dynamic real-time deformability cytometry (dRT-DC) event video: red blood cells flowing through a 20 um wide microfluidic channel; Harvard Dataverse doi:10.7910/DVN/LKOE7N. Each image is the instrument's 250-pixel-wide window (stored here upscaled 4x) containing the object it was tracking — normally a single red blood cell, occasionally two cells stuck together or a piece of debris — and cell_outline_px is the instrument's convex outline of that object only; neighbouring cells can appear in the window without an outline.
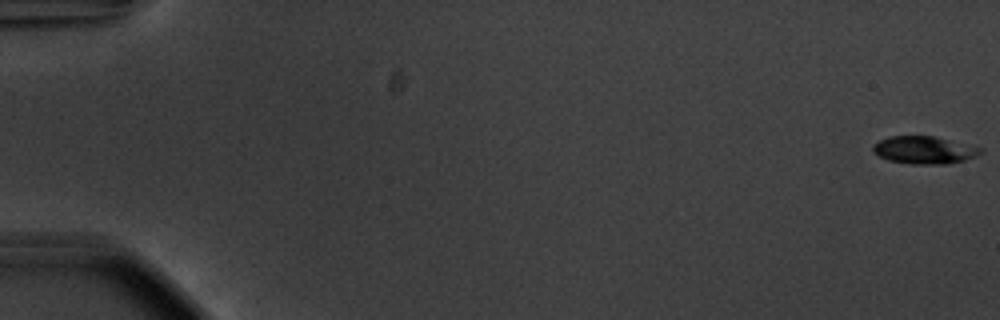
{"species": "common noctule bat (a hibernating species)", "species_latin": "Nyctalus noctula", "temperature_condition": "warm", "stored_images_in_passage": 56, "camera_frame_rate_fps": 3000, "um_per_image_px": 0.085, "animal": {"sex": "male", "body_mass_g": 20.1, "forearm_length_mm": 53.5}, "frame": {"image": 1, "passage_image": 1, "time_ms": 0.0, "image_size_px": [1000, 320], "cell_outline_px": [[984, 152], [976, 156], [964, 160], [948, 164], [912, 164], [888, 160], [872, 152], [872, 148], [880, 140], [888, 136], [936, 136], [984, 148]], "centroid_in_image_um": [78.6, 12.75], "position_along_channel_um": 6.4, "area_um2": 17.4}}
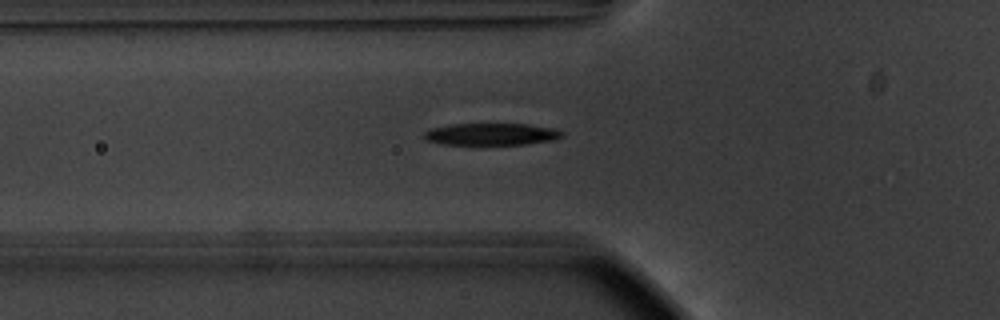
{"frame": {"image": 2, "passage_image": 21, "time_ms": 6.667, "image_size_px": [1000, 320], "cell_outline_px": [[564, 136], [556, 140], [528, 144], [440, 144], [424, 140], [424, 132], [432, 128], [452, 124], [528, 124], [556, 128], [564, 132]], "centroid_in_image_um": [41.82, 11.4], "position_along_channel_um": 84.0, "area_um2": 17.86}}
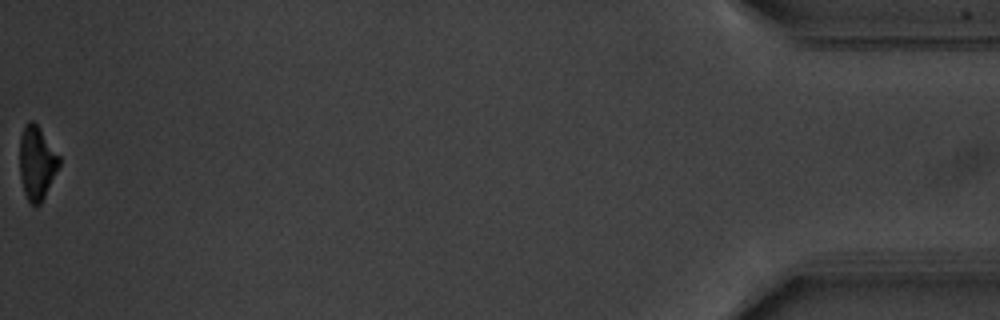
{"frame": {"image": 3, "passage_image": 56, "time_ms": 18.333, "image_size_px": [1000, 320], "cell_outline_px": [[60, 164], [40, 204], [32, 204], [28, 200], [24, 192], [20, 176], [20, 136], [24, 124], [28, 120], [32, 120], [36, 124], [60, 156]], "centroid_in_image_um": [3.11, 13.8], "position_along_channel_um": 432.1, "area_um2": 16.65}, "authors_computed_cell_mechanics": {"area_um2": 18.6116, "velocity_mm_per_s": 3.7505, "shape_relaxation_time_tau1_ms": 1.82, "shape_relaxation_time_tau2_ms": null, "deformation_change_tau1": 0.1622, "deformation_change_tau2": null}}